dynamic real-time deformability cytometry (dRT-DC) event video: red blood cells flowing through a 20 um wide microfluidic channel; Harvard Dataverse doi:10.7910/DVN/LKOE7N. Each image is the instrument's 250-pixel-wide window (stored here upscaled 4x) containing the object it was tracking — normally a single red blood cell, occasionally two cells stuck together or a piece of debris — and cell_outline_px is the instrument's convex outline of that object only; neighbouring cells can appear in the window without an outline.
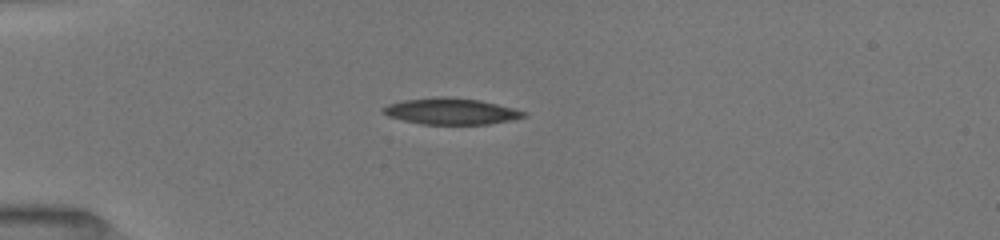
{"species": "common noctule bat (a hibernating species)", "species_latin": "Nyctalus noctula", "temperature_condition": "room temperature", "stored_images_in_passage": 21, "camera_frame_rate_fps": 3000, "um_per_image_px": 0.085, "animal": {"sex": "female", "body_mass_g": 19.5, "forearm_length_mm": 54.1}, "frame": {"image": 1, "passage_image": 16, "time_ms": 4.0, "image_size_px": [1000, 240], "cell_outline_px": [[528, 116], [488, 124], [420, 124], [388, 116], [380, 112], [388, 104], [404, 100], [440, 96], [480, 100], [516, 108], [528, 112]], "centroid_in_image_um": [38.37, 9.46], "position_along_channel_um": 46.6, "area_um2": 21.5}}
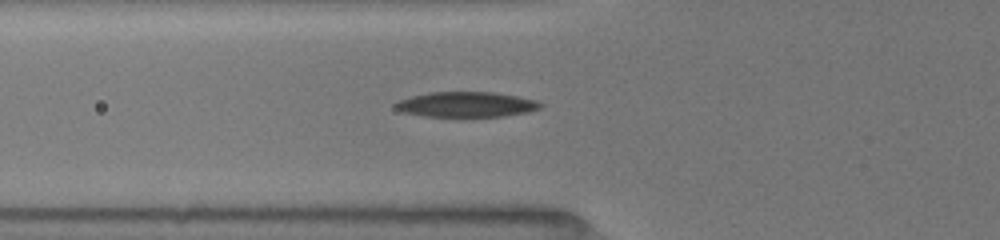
{"frame": {"image": 2, "passage_image": 19, "time_ms": 5.667, "image_size_px": [1000, 240], "cell_outline_px": [[544, 104], [540, 108], [528, 112], [500, 116], [464, 120], [424, 116], [404, 112], [396, 108], [392, 104], [400, 100], [412, 96], [428, 92], [496, 92], [536, 100]], "centroid_in_image_um": [39.63, 8.92], "position_along_channel_um": 86.2, "area_um2": 22.25}}
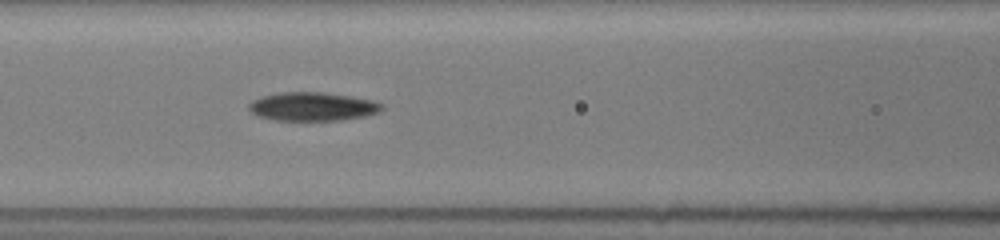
{"frame": {"image": 3, "passage_image": 21, "time_ms": 7.0, "image_size_px": [1000, 240], "cell_outline_px": [[384, 108], [380, 112], [364, 116], [340, 120], [276, 120], [256, 116], [248, 108], [248, 104], [252, 100], [260, 96], [280, 92], [320, 92], [352, 96], [372, 100], [384, 104]], "centroid_in_image_um": [26.56, 9.05], "position_along_channel_um": 140.0, "area_um2": 22.31}}